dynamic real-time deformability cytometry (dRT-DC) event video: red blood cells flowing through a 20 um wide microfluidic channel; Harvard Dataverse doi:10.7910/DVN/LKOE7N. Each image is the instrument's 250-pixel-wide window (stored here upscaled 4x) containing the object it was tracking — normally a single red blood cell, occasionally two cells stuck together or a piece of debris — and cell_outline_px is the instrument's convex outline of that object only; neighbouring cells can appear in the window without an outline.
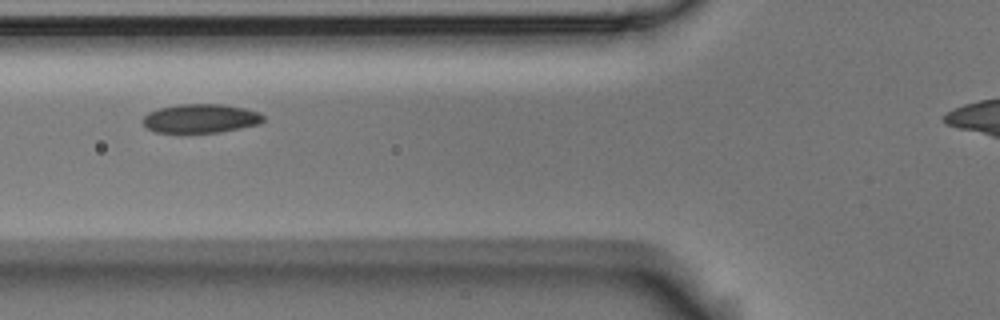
{"species": "Egyptian fruit bat (a non-hibernating species)", "species_latin": "Rousettus aegyptiacus", "temperature_condition": "room temperature", "stored_images_in_passage": 5, "camera_frame_rate_fps": 3000, "um_per_image_px": 0.085, "animal": {"sex": "male"}, "frame": {"image": 1, "passage_image": 2, "time_ms": 0.333, "image_size_px": [1000, 320], "cell_outline_px": [[264, 120], [260, 124], [220, 132], [156, 132], [148, 128], [140, 120], [148, 112], [156, 108], [180, 104], [220, 104], [244, 108], [260, 112], [264, 116]], "centroid_in_image_um": [17.05, 10.06], "position_along_channel_um": 108.8, "area_um2": 20.35}}
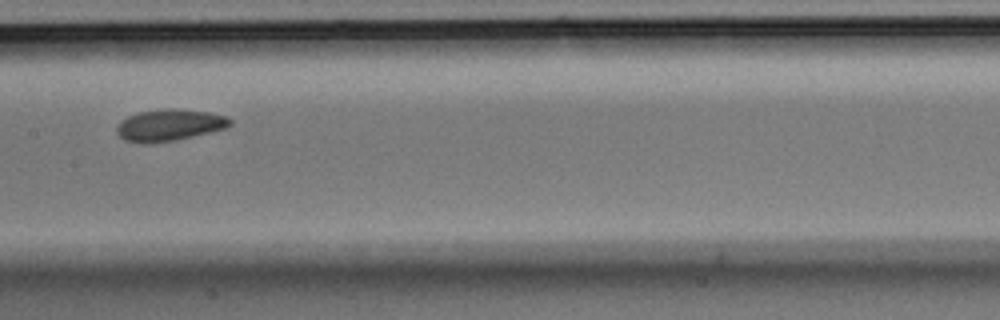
{"frame": {"image": 2, "passage_image": 4, "time_ms": 1.0, "image_size_px": [1000, 320], "cell_outline_px": [[232, 124], [224, 128], [192, 136], [172, 140], [148, 144], [124, 140], [116, 132], [116, 128], [120, 120], [128, 116], [140, 112], [164, 108], [172, 108], [208, 112], [228, 116], [232, 120]], "centroid_in_image_um": [14.37, 10.62], "position_along_channel_um": 193.0, "area_um2": 20.75}}
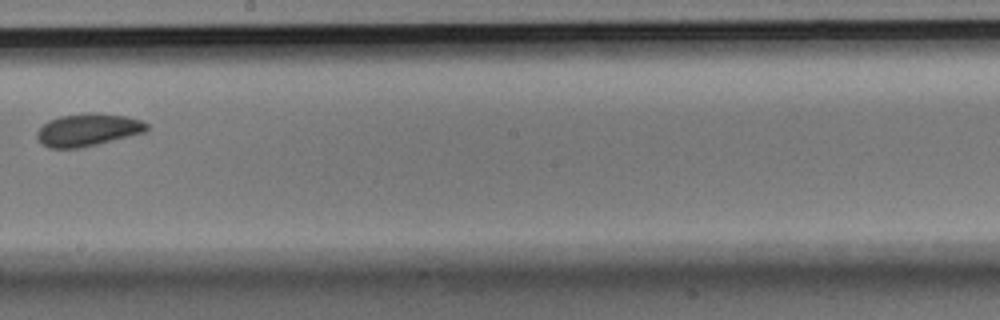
{"frame": {"image": 3, "passage_image": 5, "time_ms": 1.333, "image_size_px": [1000, 320], "cell_outline_px": [[148, 128], [144, 132], [80, 148], [48, 148], [40, 144], [36, 136], [36, 132], [48, 120], [60, 116], [96, 112], [124, 116], [140, 120], [148, 124]], "centroid_in_image_um": [7.41, 11.04], "position_along_channel_um": 240.8, "area_um2": 20.63}}